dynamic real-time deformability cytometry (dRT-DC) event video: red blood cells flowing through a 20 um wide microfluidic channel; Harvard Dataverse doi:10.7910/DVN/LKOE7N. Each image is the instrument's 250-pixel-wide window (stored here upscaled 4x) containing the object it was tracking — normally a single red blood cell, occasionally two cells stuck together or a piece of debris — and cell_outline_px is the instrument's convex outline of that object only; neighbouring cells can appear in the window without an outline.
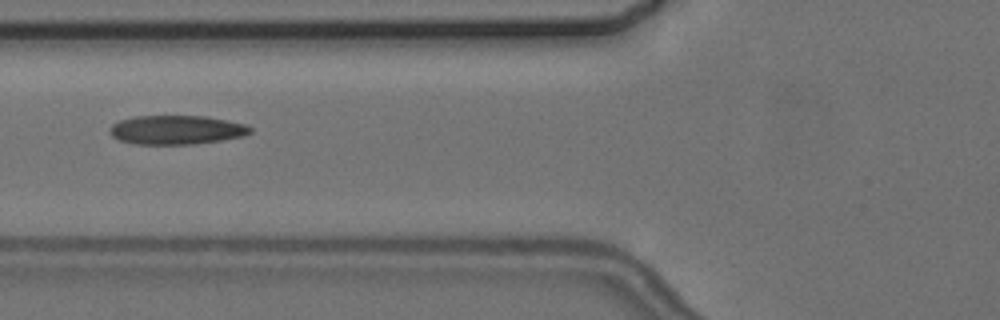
{"species": "common noctule bat (a hibernating species)", "species_latin": "Nyctalus noctula", "temperature_condition": "cold", "stored_images_in_passage": 6, "camera_frame_rate_fps": 3000, "um_per_image_px": 0.085, "animal": {"sex": "female", "body_mass_g": 24.6, "forearm_length_mm": 56.2}, "frame": {"image": 1, "passage_image": 6, "time_ms": 6.667, "image_size_px": [1000, 320], "cell_outline_px": [[252, 132], [244, 136], [196, 144], [136, 144], [120, 140], [112, 136], [108, 128], [112, 124], [120, 120], [136, 116], [204, 116], [248, 124], [252, 128]], "centroid_in_image_um": [15.02, 11.04], "position_along_channel_um": 110.8, "area_um2": 23.81}}